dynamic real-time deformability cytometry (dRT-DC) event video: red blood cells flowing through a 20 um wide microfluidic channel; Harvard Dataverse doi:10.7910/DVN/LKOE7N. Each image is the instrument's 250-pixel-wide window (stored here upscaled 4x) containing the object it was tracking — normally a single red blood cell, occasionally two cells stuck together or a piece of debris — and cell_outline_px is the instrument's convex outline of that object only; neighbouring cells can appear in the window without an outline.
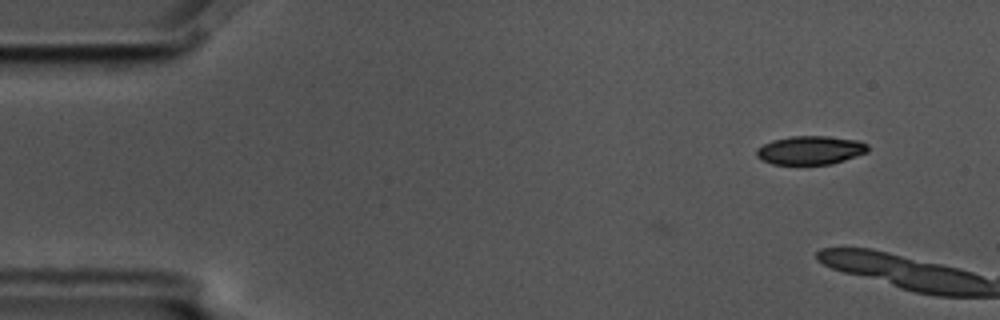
{"species": "common noctule bat (a hibernating species)", "species_latin": "Nyctalus noctula", "temperature_condition": "cold", "stored_images_in_passage": 3, "camera_frame_rate_fps": 3000, "um_per_image_px": 0.085, "animal": {"sex": "male", "body_mass_g": 17.5, "forearm_length_mm": 52.3}, "frame": {"image": 1, "passage_image": 3, "time_ms": 0.667, "image_size_px": [1000, 320], "cell_outline_px": [[868, 152], [832, 164], [772, 164], [756, 156], [756, 148], [772, 140], [792, 136], [828, 136], [860, 140], [868, 144]], "centroid_in_image_um": [68.9, 12.76], "position_along_channel_um": 16.1, "area_um2": 18.61}}